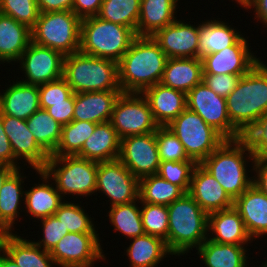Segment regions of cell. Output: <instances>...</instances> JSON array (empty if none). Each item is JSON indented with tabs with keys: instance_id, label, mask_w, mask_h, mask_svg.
<instances>
[{
	"instance_id": "cell-43",
	"label": "cell",
	"mask_w": 267,
	"mask_h": 267,
	"mask_svg": "<svg viewBox=\"0 0 267 267\" xmlns=\"http://www.w3.org/2000/svg\"><path fill=\"white\" fill-rule=\"evenodd\" d=\"M0 13L31 29L39 18L40 10L36 0H1Z\"/></svg>"
},
{
	"instance_id": "cell-57",
	"label": "cell",
	"mask_w": 267,
	"mask_h": 267,
	"mask_svg": "<svg viewBox=\"0 0 267 267\" xmlns=\"http://www.w3.org/2000/svg\"><path fill=\"white\" fill-rule=\"evenodd\" d=\"M235 1H236V3H238L241 6L244 0H235Z\"/></svg>"
},
{
	"instance_id": "cell-10",
	"label": "cell",
	"mask_w": 267,
	"mask_h": 267,
	"mask_svg": "<svg viewBox=\"0 0 267 267\" xmlns=\"http://www.w3.org/2000/svg\"><path fill=\"white\" fill-rule=\"evenodd\" d=\"M120 139L156 132V123L142 93H122L117 99L110 121Z\"/></svg>"
},
{
	"instance_id": "cell-32",
	"label": "cell",
	"mask_w": 267,
	"mask_h": 267,
	"mask_svg": "<svg viewBox=\"0 0 267 267\" xmlns=\"http://www.w3.org/2000/svg\"><path fill=\"white\" fill-rule=\"evenodd\" d=\"M221 20H206L198 23V58L219 52L235 45L244 35Z\"/></svg>"
},
{
	"instance_id": "cell-45",
	"label": "cell",
	"mask_w": 267,
	"mask_h": 267,
	"mask_svg": "<svg viewBox=\"0 0 267 267\" xmlns=\"http://www.w3.org/2000/svg\"><path fill=\"white\" fill-rule=\"evenodd\" d=\"M242 139L255 159L267 161V112L254 122Z\"/></svg>"
},
{
	"instance_id": "cell-1",
	"label": "cell",
	"mask_w": 267,
	"mask_h": 267,
	"mask_svg": "<svg viewBox=\"0 0 267 267\" xmlns=\"http://www.w3.org/2000/svg\"><path fill=\"white\" fill-rule=\"evenodd\" d=\"M167 56L151 36H136L118 62V83L123 93H142L161 82Z\"/></svg>"
},
{
	"instance_id": "cell-9",
	"label": "cell",
	"mask_w": 267,
	"mask_h": 267,
	"mask_svg": "<svg viewBox=\"0 0 267 267\" xmlns=\"http://www.w3.org/2000/svg\"><path fill=\"white\" fill-rule=\"evenodd\" d=\"M167 128L183 144L187 155L200 164L226 139L194 111L186 108Z\"/></svg>"
},
{
	"instance_id": "cell-47",
	"label": "cell",
	"mask_w": 267,
	"mask_h": 267,
	"mask_svg": "<svg viewBox=\"0 0 267 267\" xmlns=\"http://www.w3.org/2000/svg\"><path fill=\"white\" fill-rule=\"evenodd\" d=\"M73 93L71 87L62 77L58 80L39 85V103L64 102Z\"/></svg>"
},
{
	"instance_id": "cell-22",
	"label": "cell",
	"mask_w": 267,
	"mask_h": 267,
	"mask_svg": "<svg viewBox=\"0 0 267 267\" xmlns=\"http://www.w3.org/2000/svg\"><path fill=\"white\" fill-rule=\"evenodd\" d=\"M207 238L215 243L246 246L253 241L234 207L209 213Z\"/></svg>"
},
{
	"instance_id": "cell-41",
	"label": "cell",
	"mask_w": 267,
	"mask_h": 267,
	"mask_svg": "<svg viewBox=\"0 0 267 267\" xmlns=\"http://www.w3.org/2000/svg\"><path fill=\"white\" fill-rule=\"evenodd\" d=\"M141 219L145 234L168 238V208L164 205L140 202Z\"/></svg>"
},
{
	"instance_id": "cell-19",
	"label": "cell",
	"mask_w": 267,
	"mask_h": 267,
	"mask_svg": "<svg viewBox=\"0 0 267 267\" xmlns=\"http://www.w3.org/2000/svg\"><path fill=\"white\" fill-rule=\"evenodd\" d=\"M188 194L208 214L233 207L234 201L200 164L193 170Z\"/></svg>"
},
{
	"instance_id": "cell-24",
	"label": "cell",
	"mask_w": 267,
	"mask_h": 267,
	"mask_svg": "<svg viewBox=\"0 0 267 267\" xmlns=\"http://www.w3.org/2000/svg\"><path fill=\"white\" fill-rule=\"evenodd\" d=\"M40 109L39 85L13 81L0 92V112L22 120H27Z\"/></svg>"
},
{
	"instance_id": "cell-50",
	"label": "cell",
	"mask_w": 267,
	"mask_h": 267,
	"mask_svg": "<svg viewBox=\"0 0 267 267\" xmlns=\"http://www.w3.org/2000/svg\"><path fill=\"white\" fill-rule=\"evenodd\" d=\"M0 164H7L21 169L19 162L14 158L10 141L3 127V114L0 112Z\"/></svg>"
},
{
	"instance_id": "cell-58",
	"label": "cell",
	"mask_w": 267,
	"mask_h": 267,
	"mask_svg": "<svg viewBox=\"0 0 267 267\" xmlns=\"http://www.w3.org/2000/svg\"><path fill=\"white\" fill-rule=\"evenodd\" d=\"M264 267H267V259L265 262H263Z\"/></svg>"
},
{
	"instance_id": "cell-3",
	"label": "cell",
	"mask_w": 267,
	"mask_h": 267,
	"mask_svg": "<svg viewBox=\"0 0 267 267\" xmlns=\"http://www.w3.org/2000/svg\"><path fill=\"white\" fill-rule=\"evenodd\" d=\"M259 62L241 76L235 89L226 97L232 125L242 134L267 112V64Z\"/></svg>"
},
{
	"instance_id": "cell-36",
	"label": "cell",
	"mask_w": 267,
	"mask_h": 267,
	"mask_svg": "<svg viewBox=\"0 0 267 267\" xmlns=\"http://www.w3.org/2000/svg\"><path fill=\"white\" fill-rule=\"evenodd\" d=\"M184 194L179 186L171 184L158 174L139 179L140 202L168 206Z\"/></svg>"
},
{
	"instance_id": "cell-31",
	"label": "cell",
	"mask_w": 267,
	"mask_h": 267,
	"mask_svg": "<svg viewBox=\"0 0 267 267\" xmlns=\"http://www.w3.org/2000/svg\"><path fill=\"white\" fill-rule=\"evenodd\" d=\"M180 0H141L136 36H153L157 31L172 24L177 17Z\"/></svg>"
},
{
	"instance_id": "cell-53",
	"label": "cell",
	"mask_w": 267,
	"mask_h": 267,
	"mask_svg": "<svg viewBox=\"0 0 267 267\" xmlns=\"http://www.w3.org/2000/svg\"><path fill=\"white\" fill-rule=\"evenodd\" d=\"M246 10H254V19L262 23L263 28H267V0H244L242 5Z\"/></svg>"
},
{
	"instance_id": "cell-48",
	"label": "cell",
	"mask_w": 267,
	"mask_h": 267,
	"mask_svg": "<svg viewBox=\"0 0 267 267\" xmlns=\"http://www.w3.org/2000/svg\"><path fill=\"white\" fill-rule=\"evenodd\" d=\"M241 76L234 74H203L202 81L216 94L226 98L237 86Z\"/></svg>"
},
{
	"instance_id": "cell-35",
	"label": "cell",
	"mask_w": 267,
	"mask_h": 267,
	"mask_svg": "<svg viewBox=\"0 0 267 267\" xmlns=\"http://www.w3.org/2000/svg\"><path fill=\"white\" fill-rule=\"evenodd\" d=\"M26 123L38 145L51 156L60 142L62 126L41 108Z\"/></svg>"
},
{
	"instance_id": "cell-28",
	"label": "cell",
	"mask_w": 267,
	"mask_h": 267,
	"mask_svg": "<svg viewBox=\"0 0 267 267\" xmlns=\"http://www.w3.org/2000/svg\"><path fill=\"white\" fill-rule=\"evenodd\" d=\"M203 63L201 58H168L161 84L184 93L201 83Z\"/></svg>"
},
{
	"instance_id": "cell-21",
	"label": "cell",
	"mask_w": 267,
	"mask_h": 267,
	"mask_svg": "<svg viewBox=\"0 0 267 267\" xmlns=\"http://www.w3.org/2000/svg\"><path fill=\"white\" fill-rule=\"evenodd\" d=\"M253 239L267 235V196L253 184L233 202Z\"/></svg>"
},
{
	"instance_id": "cell-40",
	"label": "cell",
	"mask_w": 267,
	"mask_h": 267,
	"mask_svg": "<svg viewBox=\"0 0 267 267\" xmlns=\"http://www.w3.org/2000/svg\"><path fill=\"white\" fill-rule=\"evenodd\" d=\"M74 201H66L59 206L58 210L54 213L58 218L65 230L74 233H97L92 221L91 215L85 213V207L81 203H73ZM83 207V208H82Z\"/></svg>"
},
{
	"instance_id": "cell-33",
	"label": "cell",
	"mask_w": 267,
	"mask_h": 267,
	"mask_svg": "<svg viewBox=\"0 0 267 267\" xmlns=\"http://www.w3.org/2000/svg\"><path fill=\"white\" fill-rule=\"evenodd\" d=\"M130 241L129 247L125 250L130 262L129 267H157L168 255L173 256L166 241L160 237L144 234Z\"/></svg>"
},
{
	"instance_id": "cell-34",
	"label": "cell",
	"mask_w": 267,
	"mask_h": 267,
	"mask_svg": "<svg viewBox=\"0 0 267 267\" xmlns=\"http://www.w3.org/2000/svg\"><path fill=\"white\" fill-rule=\"evenodd\" d=\"M246 247L215 243L207 238L196 250L205 267H245L248 262Z\"/></svg>"
},
{
	"instance_id": "cell-5",
	"label": "cell",
	"mask_w": 267,
	"mask_h": 267,
	"mask_svg": "<svg viewBox=\"0 0 267 267\" xmlns=\"http://www.w3.org/2000/svg\"><path fill=\"white\" fill-rule=\"evenodd\" d=\"M63 78L74 93L121 91L117 62L80 51L64 56Z\"/></svg>"
},
{
	"instance_id": "cell-23",
	"label": "cell",
	"mask_w": 267,
	"mask_h": 267,
	"mask_svg": "<svg viewBox=\"0 0 267 267\" xmlns=\"http://www.w3.org/2000/svg\"><path fill=\"white\" fill-rule=\"evenodd\" d=\"M122 91L74 93L73 120L104 123L110 121L115 103Z\"/></svg>"
},
{
	"instance_id": "cell-56",
	"label": "cell",
	"mask_w": 267,
	"mask_h": 267,
	"mask_svg": "<svg viewBox=\"0 0 267 267\" xmlns=\"http://www.w3.org/2000/svg\"><path fill=\"white\" fill-rule=\"evenodd\" d=\"M0 267H19L15 261L0 247Z\"/></svg>"
},
{
	"instance_id": "cell-11",
	"label": "cell",
	"mask_w": 267,
	"mask_h": 267,
	"mask_svg": "<svg viewBox=\"0 0 267 267\" xmlns=\"http://www.w3.org/2000/svg\"><path fill=\"white\" fill-rule=\"evenodd\" d=\"M186 102L188 109L197 113L226 140L242 138L229 119L226 98L216 94L203 81L186 94Z\"/></svg>"
},
{
	"instance_id": "cell-2",
	"label": "cell",
	"mask_w": 267,
	"mask_h": 267,
	"mask_svg": "<svg viewBox=\"0 0 267 267\" xmlns=\"http://www.w3.org/2000/svg\"><path fill=\"white\" fill-rule=\"evenodd\" d=\"M253 165L255 157L248 144L241 138L225 140L200 165L223 187L234 201L241 196L253 182L249 177L248 163Z\"/></svg>"
},
{
	"instance_id": "cell-12",
	"label": "cell",
	"mask_w": 267,
	"mask_h": 267,
	"mask_svg": "<svg viewBox=\"0 0 267 267\" xmlns=\"http://www.w3.org/2000/svg\"><path fill=\"white\" fill-rule=\"evenodd\" d=\"M99 233L65 235L50 252L56 266L93 267L96 261L106 260Z\"/></svg>"
},
{
	"instance_id": "cell-55",
	"label": "cell",
	"mask_w": 267,
	"mask_h": 267,
	"mask_svg": "<svg viewBox=\"0 0 267 267\" xmlns=\"http://www.w3.org/2000/svg\"><path fill=\"white\" fill-rule=\"evenodd\" d=\"M17 168L7 164H0V189L6 179L16 170Z\"/></svg>"
},
{
	"instance_id": "cell-20",
	"label": "cell",
	"mask_w": 267,
	"mask_h": 267,
	"mask_svg": "<svg viewBox=\"0 0 267 267\" xmlns=\"http://www.w3.org/2000/svg\"><path fill=\"white\" fill-rule=\"evenodd\" d=\"M142 95L147 99L159 127H167L186 108V93L161 83L146 88Z\"/></svg>"
},
{
	"instance_id": "cell-27",
	"label": "cell",
	"mask_w": 267,
	"mask_h": 267,
	"mask_svg": "<svg viewBox=\"0 0 267 267\" xmlns=\"http://www.w3.org/2000/svg\"><path fill=\"white\" fill-rule=\"evenodd\" d=\"M24 177L27 178L23 171L21 173L20 168L16 169L0 189V234L14 232L15 221L24 203Z\"/></svg>"
},
{
	"instance_id": "cell-44",
	"label": "cell",
	"mask_w": 267,
	"mask_h": 267,
	"mask_svg": "<svg viewBox=\"0 0 267 267\" xmlns=\"http://www.w3.org/2000/svg\"><path fill=\"white\" fill-rule=\"evenodd\" d=\"M156 142L161 161H194L187 155L178 137L167 127L156 130Z\"/></svg>"
},
{
	"instance_id": "cell-13",
	"label": "cell",
	"mask_w": 267,
	"mask_h": 267,
	"mask_svg": "<svg viewBox=\"0 0 267 267\" xmlns=\"http://www.w3.org/2000/svg\"><path fill=\"white\" fill-rule=\"evenodd\" d=\"M97 192L109 198V207L127 204L139 198V179L119 159L98 162Z\"/></svg>"
},
{
	"instance_id": "cell-42",
	"label": "cell",
	"mask_w": 267,
	"mask_h": 267,
	"mask_svg": "<svg viewBox=\"0 0 267 267\" xmlns=\"http://www.w3.org/2000/svg\"><path fill=\"white\" fill-rule=\"evenodd\" d=\"M196 165L195 161H161L157 174L188 193Z\"/></svg>"
},
{
	"instance_id": "cell-29",
	"label": "cell",
	"mask_w": 267,
	"mask_h": 267,
	"mask_svg": "<svg viewBox=\"0 0 267 267\" xmlns=\"http://www.w3.org/2000/svg\"><path fill=\"white\" fill-rule=\"evenodd\" d=\"M120 141L109 121L99 123L75 156L96 162L116 160L120 152Z\"/></svg>"
},
{
	"instance_id": "cell-15",
	"label": "cell",
	"mask_w": 267,
	"mask_h": 267,
	"mask_svg": "<svg viewBox=\"0 0 267 267\" xmlns=\"http://www.w3.org/2000/svg\"><path fill=\"white\" fill-rule=\"evenodd\" d=\"M23 83L41 85L63 77L64 56L54 49L30 42L19 59Z\"/></svg>"
},
{
	"instance_id": "cell-14",
	"label": "cell",
	"mask_w": 267,
	"mask_h": 267,
	"mask_svg": "<svg viewBox=\"0 0 267 267\" xmlns=\"http://www.w3.org/2000/svg\"><path fill=\"white\" fill-rule=\"evenodd\" d=\"M118 159L138 179L157 174L161 160L156 132L122 138Z\"/></svg>"
},
{
	"instance_id": "cell-39",
	"label": "cell",
	"mask_w": 267,
	"mask_h": 267,
	"mask_svg": "<svg viewBox=\"0 0 267 267\" xmlns=\"http://www.w3.org/2000/svg\"><path fill=\"white\" fill-rule=\"evenodd\" d=\"M141 0H103L97 16L131 28L136 34Z\"/></svg>"
},
{
	"instance_id": "cell-46",
	"label": "cell",
	"mask_w": 267,
	"mask_h": 267,
	"mask_svg": "<svg viewBox=\"0 0 267 267\" xmlns=\"http://www.w3.org/2000/svg\"><path fill=\"white\" fill-rule=\"evenodd\" d=\"M42 225L43 235L40 240L34 243L40 246L43 250L51 252L57 243L69 233L65 230L62 222L55 217V215L48 216L46 218L40 219Z\"/></svg>"
},
{
	"instance_id": "cell-49",
	"label": "cell",
	"mask_w": 267,
	"mask_h": 267,
	"mask_svg": "<svg viewBox=\"0 0 267 267\" xmlns=\"http://www.w3.org/2000/svg\"><path fill=\"white\" fill-rule=\"evenodd\" d=\"M40 108L46 110L61 126L67 125L73 120L74 93L64 102L40 103Z\"/></svg>"
},
{
	"instance_id": "cell-52",
	"label": "cell",
	"mask_w": 267,
	"mask_h": 267,
	"mask_svg": "<svg viewBox=\"0 0 267 267\" xmlns=\"http://www.w3.org/2000/svg\"><path fill=\"white\" fill-rule=\"evenodd\" d=\"M254 172L252 184L261 190L267 196V161L262 159H255L251 166Z\"/></svg>"
},
{
	"instance_id": "cell-37",
	"label": "cell",
	"mask_w": 267,
	"mask_h": 267,
	"mask_svg": "<svg viewBox=\"0 0 267 267\" xmlns=\"http://www.w3.org/2000/svg\"><path fill=\"white\" fill-rule=\"evenodd\" d=\"M137 202V203H136ZM140 199L136 201L111 206L108 211L110 224L114 227V232H120L128 239L144 235L141 219Z\"/></svg>"
},
{
	"instance_id": "cell-17",
	"label": "cell",
	"mask_w": 267,
	"mask_h": 267,
	"mask_svg": "<svg viewBox=\"0 0 267 267\" xmlns=\"http://www.w3.org/2000/svg\"><path fill=\"white\" fill-rule=\"evenodd\" d=\"M3 127L10 141L14 158L25 162L24 166L28 163L27 168L42 170L50 156L38 145L34 135L28 129L26 120L3 115Z\"/></svg>"
},
{
	"instance_id": "cell-16",
	"label": "cell",
	"mask_w": 267,
	"mask_h": 267,
	"mask_svg": "<svg viewBox=\"0 0 267 267\" xmlns=\"http://www.w3.org/2000/svg\"><path fill=\"white\" fill-rule=\"evenodd\" d=\"M248 40L243 36L235 45L207 54L202 59L203 74H234L243 76L248 73L260 59L249 49Z\"/></svg>"
},
{
	"instance_id": "cell-18",
	"label": "cell",
	"mask_w": 267,
	"mask_h": 267,
	"mask_svg": "<svg viewBox=\"0 0 267 267\" xmlns=\"http://www.w3.org/2000/svg\"><path fill=\"white\" fill-rule=\"evenodd\" d=\"M188 23L176 19L152 36L167 58H198V26Z\"/></svg>"
},
{
	"instance_id": "cell-4",
	"label": "cell",
	"mask_w": 267,
	"mask_h": 267,
	"mask_svg": "<svg viewBox=\"0 0 267 267\" xmlns=\"http://www.w3.org/2000/svg\"><path fill=\"white\" fill-rule=\"evenodd\" d=\"M168 208V238L166 245L176 256L198 248L208 237V213L185 193Z\"/></svg>"
},
{
	"instance_id": "cell-54",
	"label": "cell",
	"mask_w": 267,
	"mask_h": 267,
	"mask_svg": "<svg viewBox=\"0 0 267 267\" xmlns=\"http://www.w3.org/2000/svg\"><path fill=\"white\" fill-rule=\"evenodd\" d=\"M40 12L72 11L74 0H36Z\"/></svg>"
},
{
	"instance_id": "cell-26",
	"label": "cell",
	"mask_w": 267,
	"mask_h": 267,
	"mask_svg": "<svg viewBox=\"0 0 267 267\" xmlns=\"http://www.w3.org/2000/svg\"><path fill=\"white\" fill-rule=\"evenodd\" d=\"M35 172L43 181L41 184L40 182L34 183L31 189L25 190L24 207L32 218L40 221V219L54 215L65 199L61 197L54 183L50 184L52 181L44 171L35 170Z\"/></svg>"
},
{
	"instance_id": "cell-51",
	"label": "cell",
	"mask_w": 267,
	"mask_h": 267,
	"mask_svg": "<svg viewBox=\"0 0 267 267\" xmlns=\"http://www.w3.org/2000/svg\"><path fill=\"white\" fill-rule=\"evenodd\" d=\"M103 0H74L72 11L82 20L97 16Z\"/></svg>"
},
{
	"instance_id": "cell-7",
	"label": "cell",
	"mask_w": 267,
	"mask_h": 267,
	"mask_svg": "<svg viewBox=\"0 0 267 267\" xmlns=\"http://www.w3.org/2000/svg\"><path fill=\"white\" fill-rule=\"evenodd\" d=\"M98 162L77 156L49 157L42 169L65 195L88 197L96 193Z\"/></svg>"
},
{
	"instance_id": "cell-25",
	"label": "cell",
	"mask_w": 267,
	"mask_h": 267,
	"mask_svg": "<svg viewBox=\"0 0 267 267\" xmlns=\"http://www.w3.org/2000/svg\"><path fill=\"white\" fill-rule=\"evenodd\" d=\"M0 247L19 267H56L50 252L15 233H1Z\"/></svg>"
},
{
	"instance_id": "cell-59",
	"label": "cell",
	"mask_w": 267,
	"mask_h": 267,
	"mask_svg": "<svg viewBox=\"0 0 267 267\" xmlns=\"http://www.w3.org/2000/svg\"><path fill=\"white\" fill-rule=\"evenodd\" d=\"M249 267V265L247 264L245 267ZM259 267H264L263 263L261 264V266L259 265Z\"/></svg>"
},
{
	"instance_id": "cell-30",
	"label": "cell",
	"mask_w": 267,
	"mask_h": 267,
	"mask_svg": "<svg viewBox=\"0 0 267 267\" xmlns=\"http://www.w3.org/2000/svg\"><path fill=\"white\" fill-rule=\"evenodd\" d=\"M31 42V29L0 13V64L18 63Z\"/></svg>"
},
{
	"instance_id": "cell-6",
	"label": "cell",
	"mask_w": 267,
	"mask_h": 267,
	"mask_svg": "<svg viewBox=\"0 0 267 267\" xmlns=\"http://www.w3.org/2000/svg\"><path fill=\"white\" fill-rule=\"evenodd\" d=\"M135 32L126 26L105 21L98 16L81 20L80 52L119 62L132 41Z\"/></svg>"
},
{
	"instance_id": "cell-8",
	"label": "cell",
	"mask_w": 267,
	"mask_h": 267,
	"mask_svg": "<svg viewBox=\"0 0 267 267\" xmlns=\"http://www.w3.org/2000/svg\"><path fill=\"white\" fill-rule=\"evenodd\" d=\"M81 19L73 11L40 12L31 41L63 56L80 50Z\"/></svg>"
},
{
	"instance_id": "cell-38",
	"label": "cell",
	"mask_w": 267,
	"mask_h": 267,
	"mask_svg": "<svg viewBox=\"0 0 267 267\" xmlns=\"http://www.w3.org/2000/svg\"><path fill=\"white\" fill-rule=\"evenodd\" d=\"M96 125L89 121L72 120L62 126L60 142L50 157L75 156L93 134Z\"/></svg>"
}]
</instances>
